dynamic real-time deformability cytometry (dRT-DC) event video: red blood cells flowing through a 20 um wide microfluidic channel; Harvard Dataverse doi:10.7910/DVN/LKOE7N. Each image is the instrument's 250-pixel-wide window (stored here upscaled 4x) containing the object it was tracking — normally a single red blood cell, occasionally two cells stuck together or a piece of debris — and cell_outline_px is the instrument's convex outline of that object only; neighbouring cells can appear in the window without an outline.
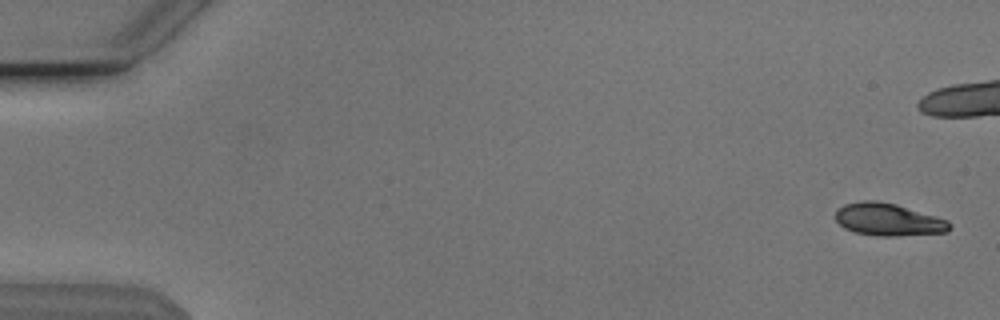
{"species": "Egyptian fruit bat (a non-hibernating species)", "species_latin": "Rousettus aegyptiacus", "temperature_condition": "cold", "stored_images_in_passage": 51, "camera_frame_rate_fps": 3000, "um_per_image_px": 0.085, "animal": {"sex": "male"}, "frame": {"image": 1, "passage_image": 2, "time_ms": 0.333, "image_size_px": [1000, 320], "cell_outline_px": [[952, 224], [948, 232], [896, 236], [880, 236], [856, 232], [844, 228], [836, 220], [836, 208], [844, 204], [864, 200], [876, 200], [896, 204], [936, 216], [948, 220]], "centroid_in_image_um": [75.51, 18.65], "position_along_channel_um": 9.5, "area_um2": 21.62}}
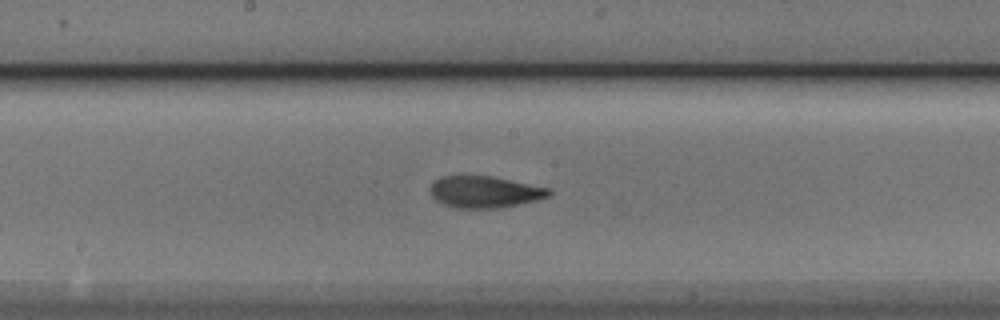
{"frame": {"image": 2, "passage_image": 26, "time_ms": 8.333, "image_size_px": [1000, 320], "cell_outline_px": [[552, 196], [520, 204], [496, 208], [456, 208], [444, 204], [436, 200], [428, 192], [432, 184], [436, 180], [444, 176], [492, 176], [552, 188]], "centroid_in_image_um": [41.24, 16.31], "position_along_channel_um": 207.0, "area_um2": 22.02}}
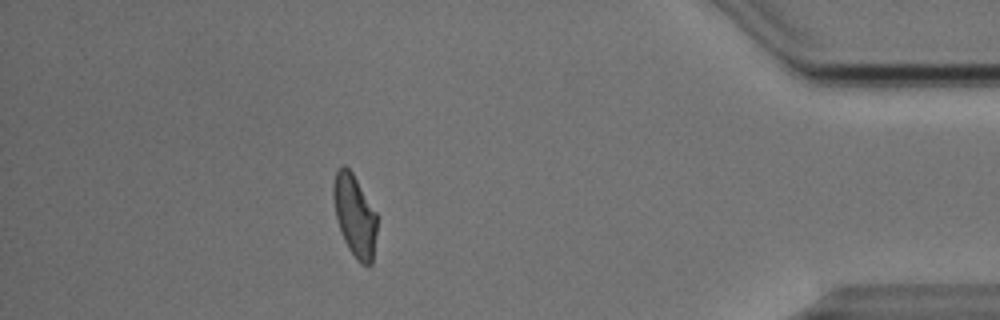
{"frame": {"image": 3, "passage_image": 45, "time_ms": 14.667, "image_size_px": [1000, 320], "cell_outline_px": [[376, 232], [372, 264], [368, 268], [360, 264], [356, 260], [348, 248], [344, 240], [336, 216], [332, 196], [332, 184], [336, 168], [340, 164], [344, 164], [352, 172], [376, 212]], "centroid_in_image_um": [30.13, 18.32], "position_along_channel_um": 405.1, "area_um2": 21.04}, "authors_computed_cell_mechanics": {"area_um2": 21.675, "velocity_mm_per_s": 3.8273, "shape_relaxation_time_tau1_ms": 4.6223, "shape_relaxation_time_tau2_ms": 2.7341, "deformation_change_tau1": 0.1547, "deformation_change_tau2": 0.0964}}